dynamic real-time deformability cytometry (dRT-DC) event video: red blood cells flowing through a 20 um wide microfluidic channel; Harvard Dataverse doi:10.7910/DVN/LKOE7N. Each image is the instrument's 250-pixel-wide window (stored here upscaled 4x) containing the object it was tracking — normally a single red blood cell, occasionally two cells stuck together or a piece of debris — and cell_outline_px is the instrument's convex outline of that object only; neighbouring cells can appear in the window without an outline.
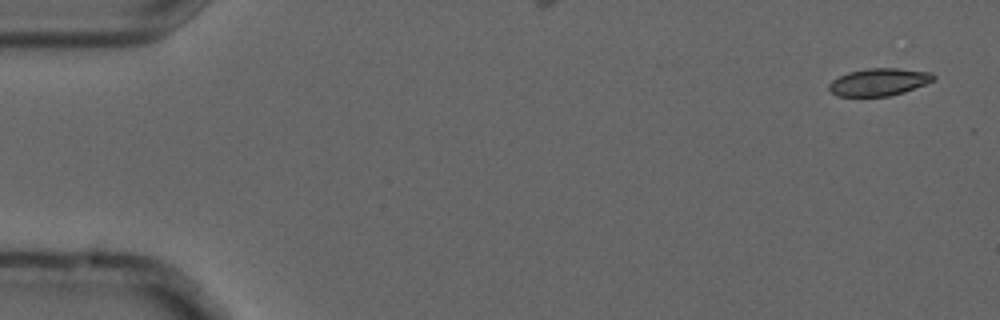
{"species": "common noctule bat (a hibernating species)", "species_latin": "Nyctalus noctula", "temperature_condition": "cold", "stored_images_in_passage": 4, "camera_frame_rate_fps": 3000, "um_per_image_px": 0.085, "animal": {"sex": "male", "forearm_length_mm": 52.5}, "frame": {"image": 1, "passage_image": 1, "time_ms": 0.0, "image_size_px": [1000, 320], "cell_outline_px": [[936, 76], [932, 80], [924, 84], [904, 92], [888, 96], [836, 96], [828, 88], [828, 84], [832, 80], [848, 72], [868, 68], [896, 68], [932, 72]], "centroid_in_image_um": [74.69, 6.96], "position_along_channel_um": 10.3, "area_um2": 16.59}}
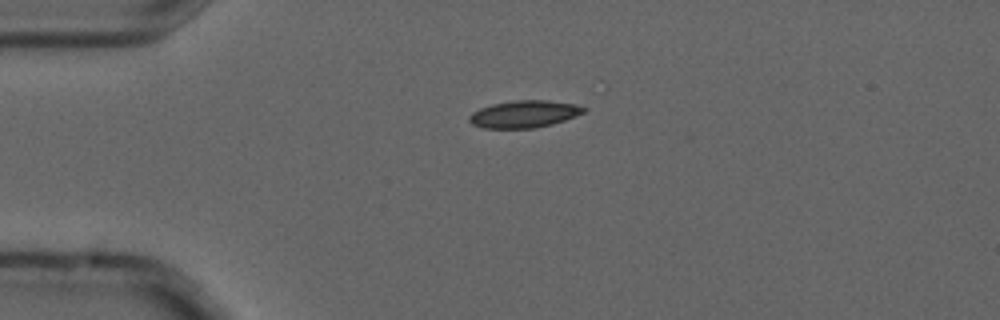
{"frame": {"image": 2, "passage_image": 4, "time_ms": 1.0, "image_size_px": [1000, 320], "cell_outline_px": [[588, 108], [584, 112], [576, 116], [552, 124], [536, 128], [484, 128], [472, 124], [468, 120], [468, 116], [472, 112], [480, 108], [492, 104], [516, 100], [548, 100], [576, 104]], "centroid_in_image_um": [44.56, 9.69], "position_along_channel_um": 40.4, "area_um2": 18.21}}